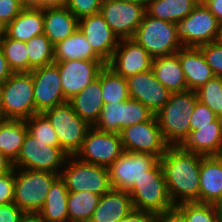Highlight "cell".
Instances as JSON below:
<instances>
[{
	"label": "cell",
	"instance_id": "6da1fadb",
	"mask_svg": "<svg viewBox=\"0 0 222 222\" xmlns=\"http://www.w3.org/2000/svg\"><path fill=\"white\" fill-rule=\"evenodd\" d=\"M159 160L173 204L200 203L201 155L169 146Z\"/></svg>",
	"mask_w": 222,
	"mask_h": 222
},
{
	"label": "cell",
	"instance_id": "7a4b0ae2",
	"mask_svg": "<svg viewBox=\"0 0 222 222\" xmlns=\"http://www.w3.org/2000/svg\"><path fill=\"white\" fill-rule=\"evenodd\" d=\"M198 98L195 91L172 93L155 114L162 136L169 146H180L190 133V119Z\"/></svg>",
	"mask_w": 222,
	"mask_h": 222
},
{
	"label": "cell",
	"instance_id": "3957f363",
	"mask_svg": "<svg viewBox=\"0 0 222 222\" xmlns=\"http://www.w3.org/2000/svg\"><path fill=\"white\" fill-rule=\"evenodd\" d=\"M128 193L136 210L161 214L175 208L168 192L160 160L146 170V174L138 181H135Z\"/></svg>",
	"mask_w": 222,
	"mask_h": 222
},
{
	"label": "cell",
	"instance_id": "277c9868",
	"mask_svg": "<svg viewBox=\"0 0 222 222\" xmlns=\"http://www.w3.org/2000/svg\"><path fill=\"white\" fill-rule=\"evenodd\" d=\"M58 173L15 168L13 202L24 213H38Z\"/></svg>",
	"mask_w": 222,
	"mask_h": 222
},
{
	"label": "cell",
	"instance_id": "5b68a950",
	"mask_svg": "<svg viewBox=\"0 0 222 222\" xmlns=\"http://www.w3.org/2000/svg\"><path fill=\"white\" fill-rule=\"evenodd\" d=\"M69 192L88 191L102 196L112 189L108 168L67 156L59 174Z\"/></svg>",
	"mask_w": 222,
	"mask_h": 222
},
{
	"label": "cell",
	"instance_id": "8992f818",
	"mask_svg": "<svg viewBox=\"0 0 222 222\" xmlns=\"http://www.w3.org/2000/svg\"><path fill=\"white\" fill-rule=\"evenodd\" d=\"M132 39L152 58L173 55L183 47L177 38L175 23L153 18L147 13Z\"/></svg>",
	"mask_w": 222,
	"mask_h": 222
},
{
	"label": "cell",
	"instance_id": "52a82bcc",
	"mask_svg": "<svg viewBox=\"0 0 222 222\" xmlns=\"http://www.w3.org/2000/svg\"><path fill=\"white\" fill-rule=\"evenodd\" d=\"M43 114L57 134L60 148L68 156H75L91 126L75 113L68 101L44 111Z\"/></svg>",
	"mask_w": 222,
	"mask_h": 222
},
{
	"label": "cell",
	"instance_id": "ba28073f",
	"mask_svg": "<svg viewBox=\"0 0 222 222\" xmlns=\"http://www.w3.org/2000/svg\"><path fill=\"white\" fill-rule=\"evenodd\" d=\"M176 35L183 47L199 48L219 40L220 22L205 4L198 5L175 23Z\"/></svg>",
	"mask_w": 222,
	"mask_h": 222
},
{
	"label": "cell",
	"instance_id": "9c48e42d",
	"mask_svg": "<svg viewBox=\"0 0 222 222\" xmlns=\"http://www.w3.org/2000/svg\"><path fill=\"white\" fill-rule=\"evenodd\" d=\"M6 117L26 120L36 114L34 86L30 72L13 73L0 84Z\"/></svg>",
	"mask_w": 222,
	"mask_h": 222
},
{
	"label": "cell",
	"instance_id": "30bf717a",
	"mask_svg": "<svg viewBox=\"0 0 222 222\" xmlns=\"http://www.w3.org/2000/svg\"><path fill=\"white\" fill-rule=\"evenodd\" d=\"M67 154L60 146H48L27 132L14 168L50 171L60 174Z\"/></svg>",
	"mask_w": 222,
	"mask_h": 222
},
{
	"label": "cell",
	"instance_id": "8fae6325",
	"mask_svg": "<svg viewBox=\"0 0 222 222\" xmlns=\"http://www.w3.org/2000/svg\"><path fill=\"white\" fill-rule=\"evenodd\" d=\"M123 152L120 134L91 127L75 156L83 162L108 168Z\"/></svg>",
	"mask_w": 222,
	"mask_h": 222
},
{
	"label": "cell",
	"instance_id": "7c38bea8",
	"mask_svg": "<svg viewBox=\"0 0 222 222\" xmlns=\"http://www.w3.org/2000/svg\"><path fill=\"white\" fill-rule=\"evenodd\" d=\"M119 134L126 151L147 153L160 159L169 147L162 136L156 116L150 121L126 127Z\"/></svg>",
	"mask_w": 222,
	"mask_h": 222
},
{
	"label": "cell",
	"instance_id": "4fadbf2b",
	"mask_svg": "<svg viewBox=\"0 0 222 222\" xmlns=\"http://www.w3.org/2000/svg\"><path fill=\"white\" fill-rule=\"evenodd\" d=\"M145 13L144 6L123 0H103L100 7V14L119 40L132 39Z\"/></svg>",
	"mask_w": 222,
	"mask_h": 222
},
{
	"label": "cell",
	"instance_id": "5bb4252c",
	"mask_svg": "<svg viewBox=\"0 0 222 222\" xmlns=\"http://www.w3.org/2000/svg\"><path fill=\"white\" fill-rule=\"evenodd\" d=\"M158 160L151 154L124 150L108 167L112 189L129 191Z\"/></svg>",
	"mask_w": 222,
	"mask_h": 222
},
{
	"label": "cell",
	"instance_id": "9a60e30c",
	"mask_svg": "<svg viewBox=\"0 0 222 222\" xmlns=\"http://www.w3.org/2000/svg\"><path fill=\"white\" fill-rule=\"evenodd\" d=\"M59 69L64 97L70 100L84 90L106 65L103 60L55 61Z\"/></svg>",
	"mask_w": 222,
	"mask_h": 222
},
{
	"label": "cell",
	"instance_id": "2e32d148",
	"mask_svg": "<svg viewBox=\"0 0 222 222\" xmlns=\"http://www.w3.org/2000/svg\"><path fill=\"white\" fill-rule=\"evenodd\" d=\"M34 104L37 113L54 108L68 100L64 97L58 67L53 63L33 69Z\"/></svg>",
	"mask_w": 222,
	"mask_h": 222
},
{
	"label": "cell",
	"instance_id": "e0dca14e",
	"mask_svg": "<svg viewBox=\"0 0 222 222\" xmlns=\"http://www.w3.org/2000/svg\"><path fill=\"white\" fill-rule=\"evenodd\" d=\"M152 61L151 55L133 39H122L107 65L120 76L128 78L151 70Z\"/></svg>",
	"mask_w": 222,
	"mask_h": 222
},
{
	"label": "cell",
	"instance_id": "ac0fdd59",
	"mask_svg": "<svg viewBox=\"0 0 222 222\" xmlns=\"http://www.w3.org/2000/svg\"><path fill=\"white\" fill-rule=\"evenodd\" d=\"M127 79L129 97L156 114L168 101L171 92L155 77L152 70L137 73Z\"/></svg>",
	"mask_w": 222,
	"mask_h": 222
},
{
	"label": "cell",
	"instance_id": "d6986e66",
	"mask_svg": "<svg viewBox=\"0 0 222 222\" xmlns=\"http://www.w3.org/2000/svg\"><path fill=\"white\" fill-rule=\"evenodd\" d=\"M78 28L83 33L93 51L107 64L118 46L119 39L105 22L100 13L82 17Z\"/></svg>",
	"mask_w": 222,
	"mask_h": 222
},
{
	"label": "cell",
	"instance_id": "ffe728a7",
	"mask_svg": "<svg viewBox=\"0 0 222 222\" xmlns=\"http://www.w3.org/2000/svg\"><path fill=\"white\" fill-rule=\"evenodd\" d=\"M180 147L202 156H218L222 150V118L218 117L214 126H197Z\"/></svg>",
	"mask_w": 222,
	"mask_h": 222
},
{
	"label": "cell",
	"instance_id": "44dd1931",
	"mask_svg": "<svg viewBox=\"0 0 222 222\" xmlns=\"http://www.w3.org/2000/svg\"><path fill=\"white\" fill-rule=\"evenodd\" d=\"M176 54L184 72L188 90L196 91L214 77L200 48L182 47Z\"/></svg>",
	"mask_w": 222,
	"mask_h": 222
},
{
	"label": "cell",
	"instance_id": "7402d4cb",
	"mask_svg": "<svg viewBox=\"0 0 222 222\" xmlns=\"http://www.w3.org/2000/svg\"><path fill=\"white\" fill-rule=\"evenodd\" d=\"M133 209L128 191L111 189L100 197L89 222H119Z\"/></svg>",
	"mask_w": 222,
	"mask_h": 222
},
{
	"label": "cell",
	"instance_id": "603a6c76",
	"mask_svg": "<svg viewBox=\"0 0 222 222\" xmlns=\"http://www.w3.org/2000/svg\"><path fill=\"white\" fill-rule=\"evenodd\" d=\"M100 84V72L98 77L80 93L74 95L68 102L75 113L91 127L100 116L104 101Z\"/></svg>",
	"mask_w": 222,
	"mask_h": 222
},
{
	"label": "cell",
	"instance_id": "cb8c5ba5",
	"mask_svg": "<svg viewBox=\"0 0 222 222\" xmlns=\"http://www.w3.org/2000/svg\"><path fill=\"white\" fill-rule=\"evenodd\" d=\"M222 197V160L202 156L200 167V203L214 204Z\"/></svg>",
	"mask_w": 222,
	"mask_h": 222
},
{
	"label": "cell",
	"instance_id": "d4e9b609",
	"mask_svg": "<svg viewBox=\"0 0 222 222\" xmlns=\"http://www.w3.org/2000/svg\"><path fill=\"white\" fill-rule=\"evenodd\" d=\"M44 34L55 46L78 28V19L67 7L43 9Z\"/></svg>",
	"mask_w": 222,
	"mask_h": 222
},
{
	"label": "cell",
	"instance_id": "484cf974",
	"mask_svg": "<svg viewBox=\"0 0 222 222\" xmlns=\"http://www.w3.org/2000/svg\"><path fill=\"white\" fill-rule=\"evenodd\" d=\"M151 70L157 80L171 93L188 91L184 72L176 53L153 58Z\"/></svg>",
	"mask_w": 222,
	"mask_h": 222
},
{
	"label": "cell",
	"instance_id": "4316f807",
	"mask_svg": "<svg viewBox=\"0 0 222 222\" xmlns=\"http://www.w3.org/2000/svg\"><path fill=\"white\" fill-rule=\"evenodd\" d=\"M43 9L24 8L6 27L8 38L28 42L32 37L44 34Z\"/></svg>",
	"mask_w": 222,
	"mask_h": 222
},
{
	"label": "cell",
	"instance_id": "83f0119b",
	"mask_svg": "<svg viewBox=\"0 0 222 222\" xmlns=\"http://www.w3.org/2000/svg\"><path fill=\"white\" fill-rule=\"evenodd\" d=\"M68 194L69 191L59 176L51 185L42 209L38 212L43 222H69Z\"/></svg>",
	"mask_w": 222,
	"mask_h": 222
},
{
	"label": "cell",
	"instance_id": "f1b7e54d",
	"mask_svg": "<svg viewBox=\"0 0 222 222\" xmlns=\"http://www.w3.org/2000/svg\"><path fill=\"white\" fill-rule=\"evenodd\" d=\"M67 60H102L92 49L91 45L77 28V30L55 45V61Z\"/></svg>",
	"mask_w": 222,
	"mask_h": 222
},
{
	"label": "cell",
	"instance_id": "f546056e",
	"mask_svg": "<svg viewBox=\"0 0 222 222\" xmlns=\"http://www.w3.org/2000/svg\"><path fill=\"white\" fill-rule=\"evenodd\" d=\"M198 0H149L146 13L156 19L179 22L197 5Z\"/></svg>",
	"mask_w": 222,
	"mask_h": 222
},
{
	"label": "cell",
	"instance_id": "4dcf8cb0",
	"mask_svg": "<svg viewBox=\"0 0 222 222\" xmlns=\"http://www.w3.org/2000/svg\"><path fill=\"white\" fill-rule=\"evenodd\" d=\"M27 132L25 120L9 119L0 123V151L13 162L18 157Z\"/></svg>",
	"mask_w": 222,
	"mask_h": 222
},
{
	"label": "cell",
	"instance_id": "1f68e13d",
	"mask_svg": "<svg viewBox=\"0 0 222 222\" xmlns=\"http://www.w3.org/2000/svg\"><path fill=\"white\" fill-rule=\"evenodd\" d=\"M100 84L104 104L123 102L130 98L127 79L107 64L100 71Z\"/></svg>",
	"mask_w": 222,
	"mask_h": 222
},
{
	"label": "cell",
	"instance_id": "d6a6232c",
	"mask_svg": "<svg viewBox=\"0 0 222 222\" xmlns=\"http://www.w3.org/2000/svg\"><path fill=\"white\" fill-rule=\"evenodd\" d=\"M100 197L88 191L69 192L67 203L69 222H89Z\"/></svg>",
	"mask_w": 222,
	"mask_h": 222
},
{
	"label": "cell",
	"instance_id": "836d02e7",
	"mask_svg": "<svg viewBox=\"0 0 222 222\" xmlns=\"http://www.w3.org/2000/svg\"><path fill=\"white\" fill-rule=\"evenodd\" d=\"M28 72L55 62V46L45 34L32 37L26 42Z\"/></svg>",
	"mask_w": 222,
	"mask_h": 222
},
{
	"label": "cell",
	"instance_id": "e575fe53",
	"mask_svg": "<svg viewBox=\"0 0 222 222\" xmlns=\"http://www.w3.org/2000/svg\"><path fill=\"white\" fill-rule=\"evenodd\" d=\"M26 46V42L8 38L6 35L0 40V48L14 73L28 72V50Z\"/></svg>",
	"mask_w": 222,
	"mask_h": 222
},
{
	"label": "cell",
	"instance_id": "d590c367",
	"mask_svg": "<svg viewBox=\"0 0 222 222\" xmlns=\"http://www.w3.org/2000/svg\"><path fill=\"white\" fill-rule=\"evenodd\" d=\"M185 222H219L214 204L183 202L174 208Z\"/></svg>",
	"mask_w": 222,
	"mask_h": 222
},
{
	"label": "cell",
	"instance_id": "8d00e7d4",
	"mask_svg": "<svg viewBox=\"0 0 222 222\" xmlns=\"http://www.w3.org/2000/svg\"><path fill=\"white\" fill-rule=\"evenodd\" d=\"M195 92L199 102L222 118V77L214 76Z\"/></svg>",
	"mask_w": 222,
	"mask_h": 222
},
{
	"label": "cell",
	"instance_id": "74e56055",
	"mask_svg": "<svg viewBox=\"0 0 222 222\" xmlns=\"http://www.w3.org/2000/svg\"><path fill=\"white\" fill-rule=\"evenodd\" d=\"M28 132L48 146H59V140L49 120L43 113H36L25 120Z\"/></svg>",
	"mask_w": 222,
	"mask_h": 222
},
{
	"label": "cell",
	"instance_id": "f35d334b",
	"mask_svg": "<svg viewBox=\"0 0 222 222\" xmlns=\"http://www.w3.org/2000/svg\"><path fill=\"white\" fill-rule=\"evenodd\" d=\"M155 114L141 102L129 98L123 101L121 114V130L126 127L150 121Z\"/></svg>",
	"mask_w": 222,
	"mask_h": 222
},
{
	"label": "cell",
	"instance_id": "ab89813d",
	"mask_svg": "<svg viewBox=\"0 0 222 222\" xmlns=\"http://www.w3.org/2000/svg\"><path fill=\"white\" fill-rule=\"evenodd\" d=\"M123 102L103 104L98 121L93 126L102 132H121V114Z\"/></svg>",
	"mask_w": 222,
	"mask_h": 222
},
{
	"label": "cell",
	"instance_id": "60d3db41",
	"mask_svg": "<svg viewBox=\"0 0 222 222\" xmlns=\"http://www.w3.org/2000/svg\"><path fill=\"white\" fill-rule=\"evenodd\" d=\"M214 76L222 77V42L215 41L199 47Z\"/></svg>",
	"mask_w": 222,
	"mask_h": 222
},
{
	"label": "cell",
	"instance_id": "b9f144b4",
	"mask_svg": "<svg viewBox=\"0 0 222 222\" xmlns=\"http://www.w3.org/2000/svg\"><path fill=\"white\" fill-rule=\"evenodd\" d=\"M103 0H66L65 7L79 20L82 17L100 13Z\"/></svg>",
	"mask_w": 222,
	"mask_h": 222
},
{
	"label": "cell",
	"instance_id": "7bdbcfd3",
	"mask_svg": "<svg viewBox=\"0 0 222 222\" xmlns=\"http://www.w3.org/2000/svg\"><path fill=\"white\" fill-rule=\"evenodd\" d=\"M217 118V115L211 109L197 101L190 119V132L197 130V126H214V121Z\"/></svg>",
	"mask_w": 222,
	"mask_h": 222
},
{
	"label": "cell",
	"instance_id": "ee69618b",
	"mask_svg": "<svg viewBox=\"0 0 222 222\" xmlns=\"http://www.w3.org/2000/svg\"><path fill=\"white\" fill-rule=\"evenodd\" d=\"M15 168L9 173L0 175V205H5L14 200Z\"/></svg>",
	"mask_w": 222,
	"mask_h": 222
},
{
	"label": "cell",
	"instance_id": "f6af8a7d",
	"mask_svg": "<svg viewBox=\"0 0 222 222\" xmlns=\"http://www.w3.org/2000/svg\"><path fill=\"white\" fill-rule=\"evenodd\" d=\"M23 9L20 0H0V22L7 26Z\"/></svg>",
	"mask_w": 222,
	"mask_h": 222
},
{
	"label": "cell",
	"instance_id": "bcb514c9",
	"mask_svg": "<svg viewBox=\"0 0 222 222\" xmlns=\"http://www.w3.org/2000/svg\"><path fill=\"white\" fill-rule=\"evenodd\" d=\"M24 212L14 203L0 205V222H19Z\"/></svg>",
	"mask_w": 222,
	"mask_h": 222
},
{
	"label": "cell",
	"instance_id": "7dc6e473",
	"mask_svg": "<svg viewBox=\"0 0 222 222\" xmlns=\"http://www.w3.org/2000/svg\"><path fill=\"white\" fill-rule=\"evenodd\" d=\"M158 214L133 209L128 215H126L119 222H156Z\"/></svg>",
	"mask_w": 222,
	"mask_h": 222
},
{
	"label": "cell",
	"instance_id": "c3c4849f",
	"mask_svg": "<svg viewBox=\"0 0 222 222\" xmlns=\"http://www.w3.org/2000/svg\"><path fill=\"white\" fill-rule=\"evenodd\" d=\"M14 72L11 70L3 51L0 48V84L5 82Z\"/></svg>",
	"mask_w": 222,
	"mask_h": 222
},
{
	"label": "cell",
	"instance_id": "681fc988",
	"mask_svg": "<svg viewBox=\"0 0 222 222\" xmlns=\"http://www.w3.org/2000/svg\"><path fill=\"white\" fill-rule=\"evenodd\" d=\"M156 222H185L182 216L174 209L158 214Z\"/></svg>",
	"mask_w": 222,
	"mask_h": 222
},
{
	"label": "cell",
	"instance_id": "f907efd6",
	"mask_svg": "<svg viewBox=\"0 0 222 222\" xmlns=\"http://www.w3.org/2000/svg\"><path fill=\"white\" fill-rule=\"evenodd\" d=\"M206 7L215 15L217 20L222 22V0H207Z\"/></svg>",
	"mask_w": 222,
	"mask_h": 222
},
{
	"label": "cell",
	"instance_id": "816d5d0a",
	"mask_svg": "<svg viewBox=\"0 0 222 222\" xmlns=\"http://www.w3.org/2000/svg\"><path fill=\"white\" fill-rule=\"evenodd\" d=\"M14 169L13 161L0 151V175Z\"/></svg>",
	"mask_w": 222,
	"mask_h": 222
},
{
	"label": "cell",
	"instance_id": "f5cc1de1",
	"mask_svg": "<svg viewBox=\"0 0 222 222\" xmlns=\"http://www.w3.org/2000/svg\"><path fill=\"white\" fill-rule=\"evenodd\" d=\"M66 0H40V9L64 7Z\"/></svg>",
	"mask_w": 222,
	"mask_h": 222
},
{
	"label": "cell",
	"instance_id": "db71d44e",
	"mask_svg": "<svg viewBox=\"0 0 222 222\" xmlns=\"http://www.w3.org/2000/svg\"><path fill=\"white\" fill-rule=\"evenodd\" d=\"M19 222H43L38 213H24Z\"/></svg>",
	"mask_w": 222,
	"mask_h": 222
},
{
	"label": "cell",
	"instance_id": "11a10c76",
	"mask_svg": "<svg viewBox=\"0 0 222 222\" xmlns=\"http://www.w3.org/2000/svg\"><path fill=\"white\" fill-rule=\"evenodd\" d=\"M23 8L40 9V0H20Z\"/></svg>",
	"mask_w": 222,
	"mask_h": 222
},
{
	"label": "cell",
	"instance_id": "9f6ffc18",
	"mask_svg": "<svg viewBox=\"0 0 222 222\" xmlns=\"http://www.w3.org/2000/svg\"><path fill=\"white\" fill-rule=\"evenodd\" d=\"M214 206H215V208H216V212H217V215H218L219 222H222V197L219 198V199L214 203Z\"/></svg>",
	"mask_w": 222,
	"mask_h": 222
},
{
	"label": "cell",
	"instance_id": "6f0895ef",
	"mask_svg": "<svg viewBox=\"0 0 222 222\" xmlns=\"http://www.w3.org/2000/svg\"><path fill=\"white\" fill-rule=\"evenodd\" d=\"M7 120L9 119L6 117V114L4 112L2 93H1V87H0V123L5 122Z\"/></svg>",
	"mask_w": 222,
	"mask_h": 222
},
{
	"label": "cell",
	"instance_id": "680465c9",
	"mask_svg": "<svg viewBox=\"0 0 222 222\" xmlns=\"http://www.w3.org/2000/svg\"><path fill=\"white\" fill-rule=\"evenodd\" d=\"M125 2L135 3L147 7L149 0H123Z\"/></svg>",
	"mask_w": 222,
	"mask_h": 222
},
{
	"label": "cell",
	"instance_id": "91938a15",
	"mask_svg": "<svg viewBox=\"0 0 222 222\" xmlns=\"http://www.w3.org/2000/svg\"><path fill=\"white\" fill-rule=\"evenodd\" d=\"M5 25H3L1 22H0V40L3 38V36L5 35Z\"/></svg>",
	"mask_w": 222,
	"mask_h": 222
},
{
	"label": "cell",
	"instance_id": "94428289",
	"mask_svg": "<svg viewBox=\"0 0 222 222\" xmlns=\"http://www.w3.org/2000/svg\"><path fill=\"white\" fill-rule=\"evenodd\" d=\"M219 41L222 42V22L220 23V34H219Z\"/></svg>",
	"mask_w": 222,
	"mask_h": 222
},
{
	"label": "cell",
	"instance_id": "6125c7cd",
	"mask_svg": "<svg viewBox=\"0 0 222 222\" xmlns=\"http://www.w3.org/2000/svg\"><path fill=\"white\" fill-rule=\"evenodd\" d=\"M207 0H198L200 4H204Z\"/></svg>",
	"mask_w": 222,
	"mask_h": 222
},
{
	"label": "cell",
	"instance_id": "be15d7a7",
	"mask_svg": "<svg viewBox=\"0 0 222 222\" xmlns=\"http://www.w3.org/2000/svg\"><path fill=\"white\" fill-rule=\"evenodd\" d=\"M219 157H220V159L222 160V150H221V152L219 153V155H218Z\"/></svg>",
	"mask_w": 222,
	"mask_h": 222
}]
</instances>
